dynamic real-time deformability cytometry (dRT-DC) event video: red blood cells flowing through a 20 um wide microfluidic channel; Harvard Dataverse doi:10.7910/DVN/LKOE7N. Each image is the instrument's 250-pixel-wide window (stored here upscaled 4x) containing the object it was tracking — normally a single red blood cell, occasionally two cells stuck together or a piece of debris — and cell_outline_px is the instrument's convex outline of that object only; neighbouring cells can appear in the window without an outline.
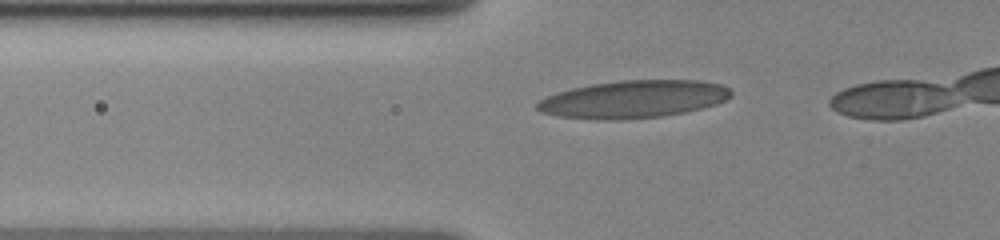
{"species": "human", "species_latin": "Homo sapiens", "temperature_condition": "cold", "stored_images_in_passage": 8, "camera_frame_rate_fps": 3000, "um_per_image_px": 0.085, "donor": {"sex": "female"}, "frame": {"image": 1, "passage_image": 3, "time_ms": 0.333, "image_size_px": [1000, 240], "cell_outline_px": [[732, 96], [716, 104], [684, 112], [664, 116], [620, 120], [596, 120], [560, 116], [540, 112], [536, 108], [536, 104], [540, 100], [548, 96], [572, 88], [592, 84], [620, 80], [700, 80], [720, 84], [728, 88], [732, 92]], "centroid_in_image_um": [53.85, 8.43], "position_along_channel_um": 72.0, "area_um2": 42.43}}